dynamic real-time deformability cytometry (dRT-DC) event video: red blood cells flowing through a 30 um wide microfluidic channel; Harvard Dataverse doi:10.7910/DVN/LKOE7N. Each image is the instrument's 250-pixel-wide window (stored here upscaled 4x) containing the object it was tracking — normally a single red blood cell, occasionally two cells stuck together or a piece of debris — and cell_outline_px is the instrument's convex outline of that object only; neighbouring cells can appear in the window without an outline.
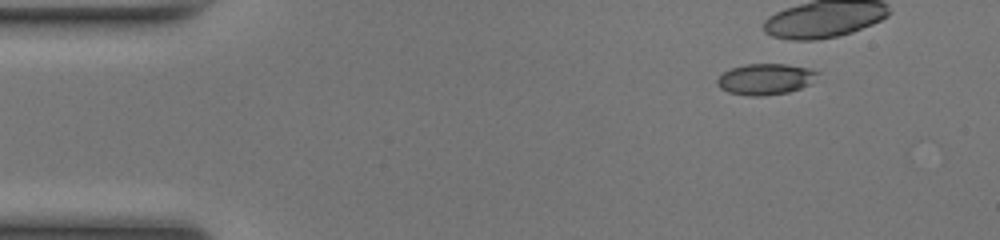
{"species": "common noctule bat (a hibernating species)", "species_latin": "Nyctalus noctula", "temperature_condition": "room temperature", "stored_images_in_passage": 7, "camera_frame_rate_fps": 3000, "um_per_image_px": 0.085, "animal": {"sex": "female", "body_mass_g": 17.0, "forearm_length_mm": 48.0}, "frame": {"image": 1, "passage_image": 1, "time_ms": 0.0, "image_size_px": [1000, 240], "cell_outline_px": [[820, 72], [808, 84], [800, 88], [788, 92], [764, 96], [748, 96], [728, 92], [720, 88], [716, 84], [716, 80], [724, 72], [732, 68], [748, 64], [784, 64], [812, 68]], "centroid_in_image_um": [65.05, 6.73], "position_along_channel_um": 19.9, "area_um2": 18.09}}